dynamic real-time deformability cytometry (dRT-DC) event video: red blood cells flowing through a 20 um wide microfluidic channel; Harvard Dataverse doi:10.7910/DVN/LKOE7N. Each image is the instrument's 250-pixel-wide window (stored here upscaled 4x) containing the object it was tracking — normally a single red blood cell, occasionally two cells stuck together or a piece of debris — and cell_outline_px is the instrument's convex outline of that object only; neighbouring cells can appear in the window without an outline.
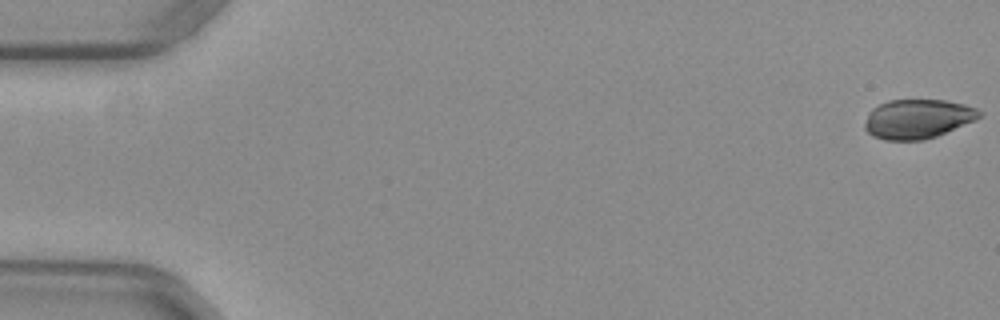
{"species": "common noctule bat (a hibernating species)", "species_latin": "Nyctalus noctula", "temperature_condition": "warm", "stored_images_in_passage": 53, "camera_frame_rate_fps": 3000, "um_per_image_px": 0.085, "animal": {"sex": "female", "body_mass_g": 29.2, "forearm_length_mm": 56.3}, "frame": {"image": 1, "passage_image": 1, "time_ms": 0.0, "image_size_px": [1000, 320], "cell_outline_px": [[980, 116], [976, 120], [936, 136], [924, 140], [884, 140], [872, 136], [864, 128], [864, 124], [868, 112], [872, 108], [888, 100], [944, 100], [964, 104], [976, 108], [980, 112]], "centroid_in_image_um": [77.97, 10.11], "position_along_channel_um": 7.0, "area_um2": 26.24}}
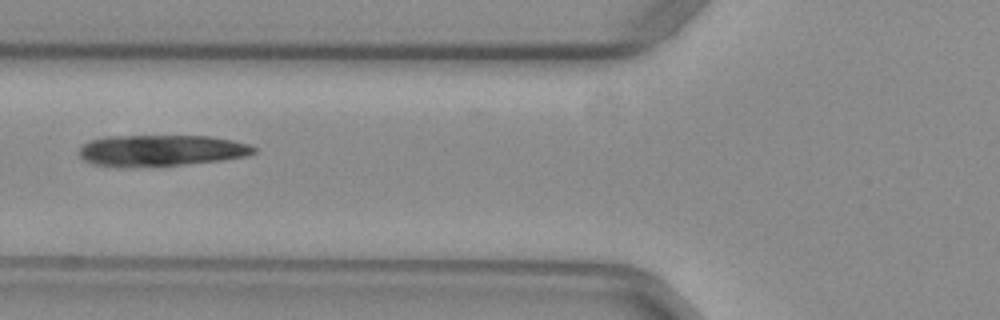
{"frame": {"image": 2, "passage_image": 21, "time_ms": 6.667, "image_size_px": [1000, 320], "cell_outline_px": [[256, 152], [248, 156], [220, 160], [184, 164], [132, 168], [116, 168], [92, 164], [84, 160], [80, 156], [80, 148], [84, 144], [92, 140], [104, 136], [208, 136], [232, 140], [248, 144], [256, 148]], "centroid_in_image_um": [13.66, 12.81], "position_along_channel_um": 112.1, "area_um2": 32.14}}
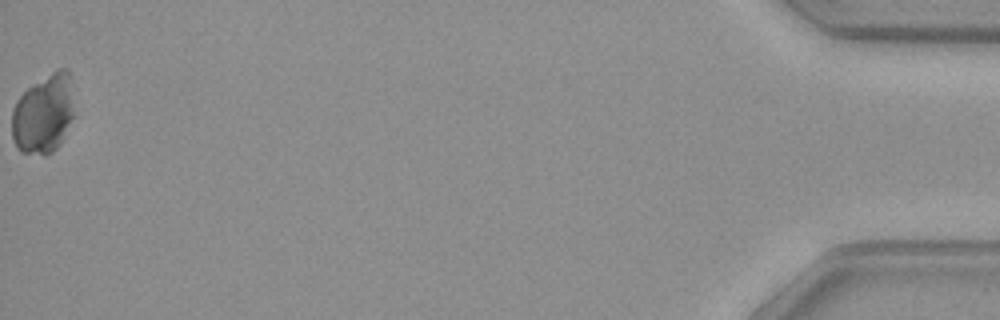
{"frame": {"image": 3, "passage_image": 53, "time_ms": 17.333, "image_size_px": [1000, 320], "cell_outline_px": [[76, 116], [60, 144], [52, 152], [44, 156], [20, 152], [16, 148], [12, 136], [12, 112], [16, 100], [32, 84], [56, 68], [68, 68], [72, 76]], "centroid_in_image_um": [3.76, 9.65], "position_along_channel_um": 431.4, "area_um2": 30.0}}